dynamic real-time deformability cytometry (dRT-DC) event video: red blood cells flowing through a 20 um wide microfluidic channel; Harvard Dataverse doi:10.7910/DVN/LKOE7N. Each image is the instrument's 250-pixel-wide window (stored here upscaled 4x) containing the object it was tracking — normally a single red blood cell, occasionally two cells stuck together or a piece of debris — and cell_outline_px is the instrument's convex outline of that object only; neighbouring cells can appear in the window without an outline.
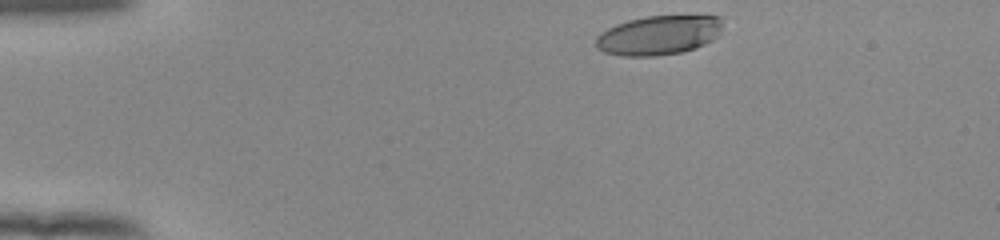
{"species": "human", "species_latin": "Homo sapiens", "temperature_condition": "room temperature", "stored_images_in_passage": 39, "camera_frame_rate_fps": 3000, "um_per_image_px": 0.085, "donor": {"sex": "female"}, "frame": {"image": 1, "passage_image": 1, "time_ms": 0.0, "image_size_px": [1000, 240], "cell_outline_px": [[724, 16], [720, 28], [716, 36], [712, 40], [696, 48], [680, 52], [656, 56], [620, 56], [604, 52], [596, 48], [596, 36], [600, 32], [616, 24], [628, 20], [648, 16]], "centroid_in_image_um": [55.95, 2.99], "position_along_channel_um": 29.0, "area_um2": 29.07}}
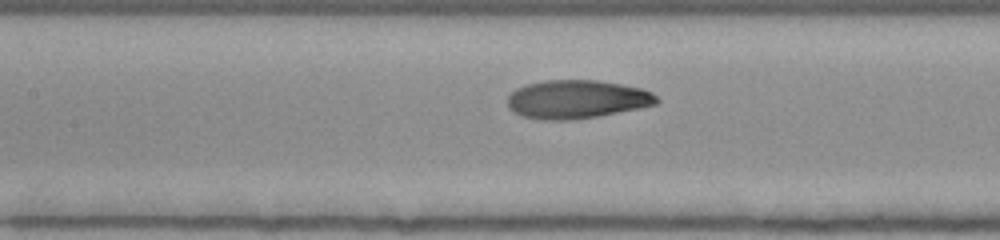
{"frame": {"image": 2, "passage_image": 17, "time_ms": 5.333, "image_size_px": [1000, 240], "cell_outline_px": [[660, 100], [656, 104], [640, 108], [600, 116], [572, 120], [544, 120], [524, 116], [508, 108], [508, 96], [516, 88], [528, 84], [544, 80], [596, 80], [620, 84], [640, 88], [652, 92]], "centroid_in_image_um": [49.05, 8.44], "position_along_channel_um": 158.4, "area_um2": 33.41}}
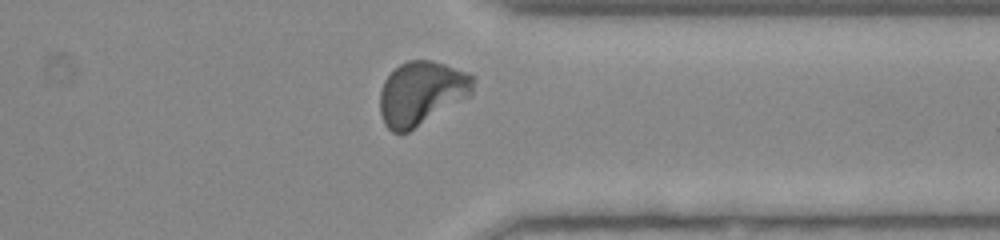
{"frame": {"image": 3, "passage_image": 34, "time_ms": 11.0, "image_size_px": [1000, 240], "cell_outline_px": [[472, 96], [408, 132], [392, 132], [384, 124], [380, 112], [380, 92], [384, 80], [400, 64], [408, 60], [432, 60], [468, 72], [472, 76]], "centroid_in_image_um": [35.82, 7.93], "position_along_channel_um": 375.6, "area_um2": 34.68}, "authors_computed_cell_mechanics": {"area_um2": 33.2928, "velocity_mm_per_s": 3.8732, "shape_relaxation_time_tau1_ms": 4.7116, "shape_relaxation_time_tau2_ms": 1.1209, "deformation_change_tau1": 0.2046, "deformation_change_tau2": 0.0587}}